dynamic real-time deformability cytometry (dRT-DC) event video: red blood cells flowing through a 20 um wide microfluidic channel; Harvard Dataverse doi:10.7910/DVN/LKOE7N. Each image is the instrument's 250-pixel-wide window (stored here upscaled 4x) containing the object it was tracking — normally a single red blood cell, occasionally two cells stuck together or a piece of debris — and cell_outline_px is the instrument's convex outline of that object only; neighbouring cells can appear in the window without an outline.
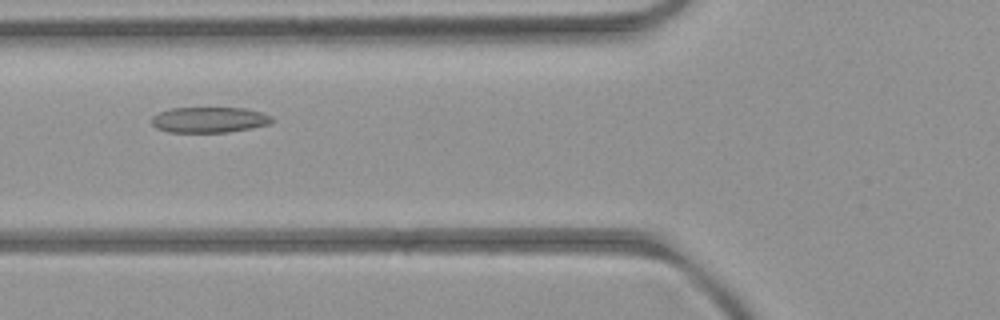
{"species": "common noctule bat (a hibernating species)", "species_latin": "Nyctalus noctula", "temperature_condition": "room temperature", "stored_images_in_passage": 6, "camera_frame_rate_fps": 3000, "um_per_image_px": 0.085, "animal": {"sex": "female", "body_mass_g": 21.9}, "frame": {"image": 1, "passage_image": 5, "time_ms": 4.667, "image_size_px": [1000, 320], "cell_outline_px": [[272, 120], [268, 124], [252, 128], [228, 132], [168, 132], [156, 128], [152, 124], [152, 116], [160, 112], [172, 108], [244, 108], [264, 112], [272, 116]], "centroid_in_image_um": [17.8, 10.18], "position_along_channel_um": 108.0, "area_um2": 17.98}}
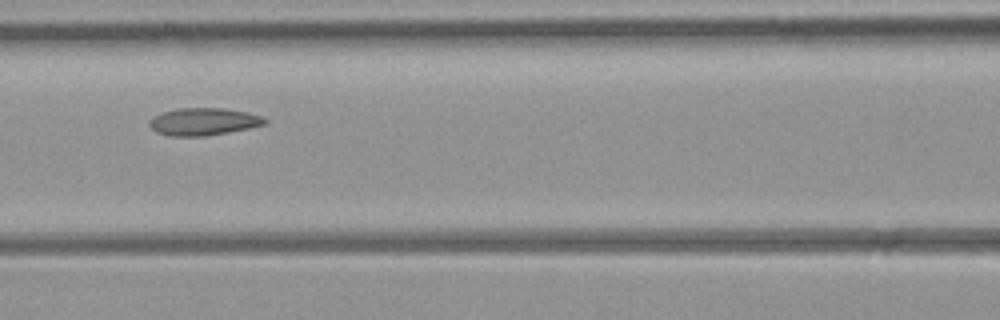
{"frame": {"image": 2, "passage_image": 6, "time_ms": 5.667, "image_size_px": [1000, 320], "cell_outline_px": [[268, 120], [264, 124], [248, 128], [228, 132], [204, 136], [172, 136], [156, 132], [148, 124], [148, 120], [160, 112], [180, 108], [224, 108], [248, 112], [260, 116]], "centroid_in_image_um": [17.26, 10.33], "position_along_channel_um": 149.3, "area_um2": 18.38}}